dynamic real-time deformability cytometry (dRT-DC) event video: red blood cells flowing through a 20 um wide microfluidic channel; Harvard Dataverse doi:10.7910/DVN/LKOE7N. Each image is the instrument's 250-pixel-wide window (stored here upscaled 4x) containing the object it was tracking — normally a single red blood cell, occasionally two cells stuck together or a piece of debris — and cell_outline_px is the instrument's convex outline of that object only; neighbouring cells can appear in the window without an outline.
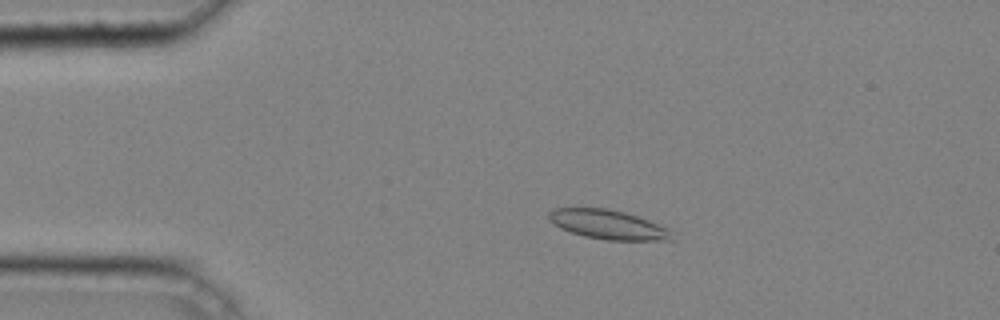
{"species": "common noctule bat (a hibernating species)", "species_latin": "Nyctalus noctula", "temperature_condition": "cold", "stored_images_in_passage": 44, "camera_frame_rate_fps": 3000, "um_per_image_px": 0.085, "animal": {"sex": "male", "body_mass_g": 20.4}, "frame": {"image": 1, "passage_image": 8, "time_ms": 2.333, "image_size_px": [1000, 320], "cell_outline_px": [[672, 240], [608, 240], [584, 236], [560, 228], [548, 220], [548, 212], [552, 208], [608, 208], [624, 212], [648, 220], [668, 228]], "centroid_in_image_um": [51.62, 19.07], "position_along_channel_um": 33.4, "area_um2": 20.81}}
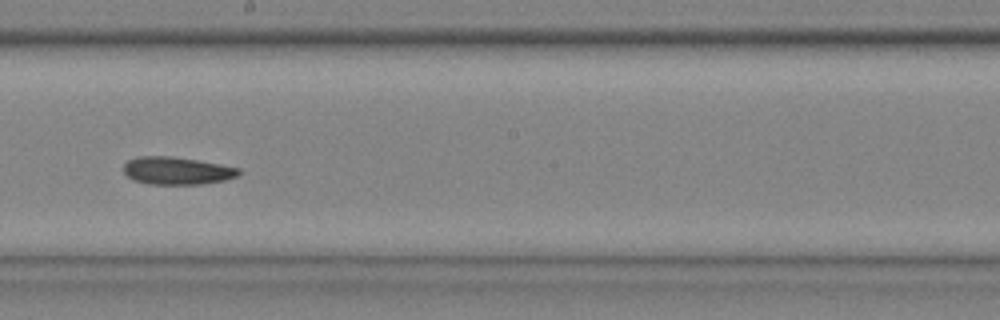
{"frame": {"image": 2, "passage_image": 25, "time_ms": 8.0, "image_size_px": [1000, 320], "cell_outline_px": [[244, 172], [240, 176], [224, 180], [200, 184], [148, 184], [132, 180], [124, 172], [124, 164], [128, 160], [136, 156], [172, 156], [220, 164], [240, 168]], "centroid_in_image_um": [15.06, 14.51], "position_along_channel_um": 233.1, "area_um2": 18.73}}
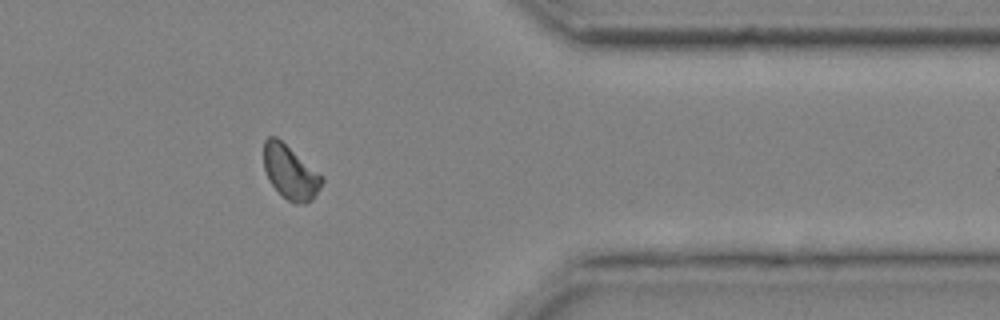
{"frame": {"image": 3, "passage_image": 37, "time_ms": 12.0, "image_size_px": [1000, 320], "cell_outline_px": [[324, 180], [320, 188], [312, 200], [304, 204], [296, 204], [288, 200], [272, 184], [264, 168], [264, 140], [268, 136], [276, 136], [324, 176]], "centroid_in_image_um": [24.7, 14.63], "position_along_channel_um": 386.7, "area_um2": 18.09}, "authors_computed_cell_mechanics": {"area_um2": 18.785, "velocity_mm_per_s": 4.2438, "shape_relaxation_time_tau1_ms": 4.0881, "shape_relaxation_time_tau2_ms": 5.1355, "deformation_change_tau1": 0.0952, "deformation_change_tau2": 0.0837}}